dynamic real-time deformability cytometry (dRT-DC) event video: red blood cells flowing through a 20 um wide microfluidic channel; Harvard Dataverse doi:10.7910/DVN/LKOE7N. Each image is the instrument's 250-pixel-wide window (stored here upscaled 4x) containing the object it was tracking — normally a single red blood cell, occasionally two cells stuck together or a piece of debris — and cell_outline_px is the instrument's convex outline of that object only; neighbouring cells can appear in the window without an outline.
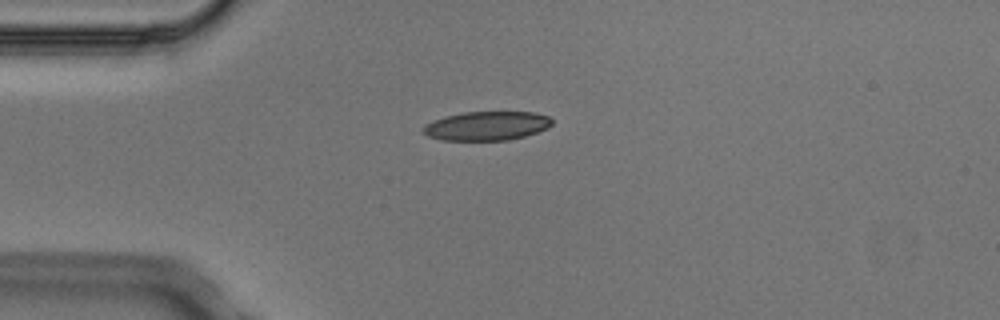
{"species": "Egyptian fruit bat (a non-hibernating species)", "species_latin": "Rousettus aegyptiacus", "temperature_condition": "cold", "stored_images_in_passage": 4, "camera_frame_rate_fps": 3000, "um_per_image_px": 0.085, "animal": {"sex": "male"}, "frame": {"image": 1, "passage_image": 4, "time_ms": 1.0, "image_size_px": [1000, 320], "cell_outline_px": [[552, 124], [548, 128], [524, 136], [508, 140], [440, 140], [428, 136], [424, 132], [424, 124], [432, 120], [444, 116], [464, 112], [532, 112], [548, 116], [552, 120]], "centroid_in_image_um": [41.35, 10.69], "position_along_channel_um": 43.6, "area_um2": 21.73}}